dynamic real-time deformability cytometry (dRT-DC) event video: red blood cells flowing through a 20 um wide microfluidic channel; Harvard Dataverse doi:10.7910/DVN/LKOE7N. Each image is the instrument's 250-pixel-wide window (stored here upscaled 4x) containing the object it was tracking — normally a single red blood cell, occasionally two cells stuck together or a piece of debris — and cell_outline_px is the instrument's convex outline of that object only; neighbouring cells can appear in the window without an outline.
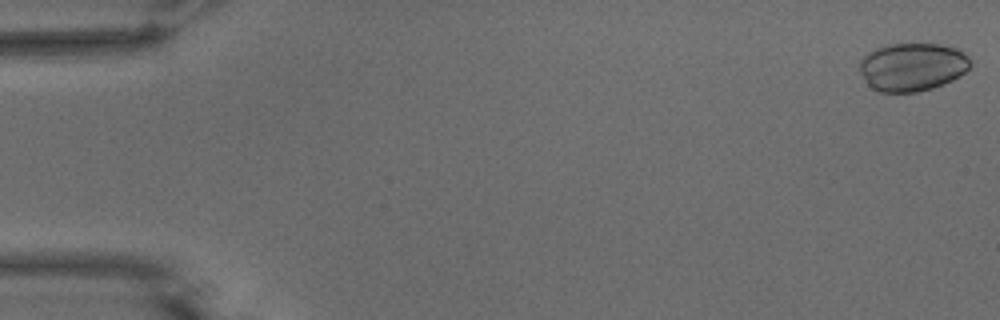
{"species": "common noctule bat (a hibernating species)", "species_latin": "Nyctalus noctula", "temperature_condition": "warm", "stored_images_in_passage": 54, "camera_frame_rate_fps": 3000, "um_per_image_px": 0.085, "animal": {"sex": "male", "body_mass_g": 15.6}, "frame": {"image": 1, "passage_image": 1, "time_ms": 0.0, "image_size_px": [1000, 320], "cell_outline_px": [[972, 64], [960, 76], [944, 84], [932, 88], [916, 92], [876, 92], [868, 84], [860, 72], [860, 60], [864, 56], [876, 48], [888, 44], [940, 44], [956, 48], [964, 52], [972, 60]], "centroid_in_image_um": [77.57, 5.69], "position_along_channel_um": 7.4, "area_um2": 31.21}}
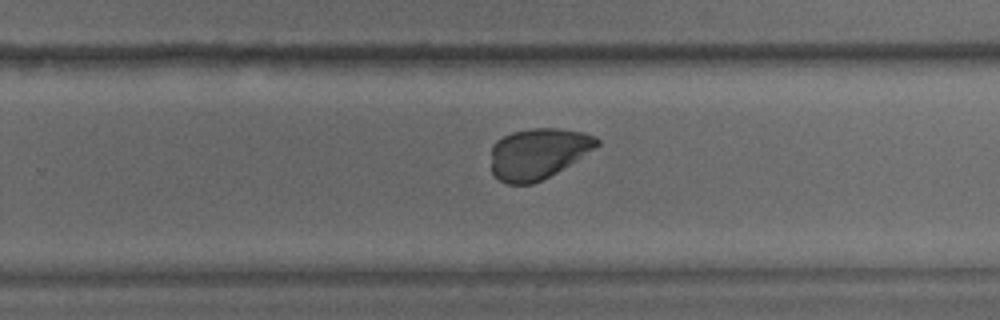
{"frame": {"image": 2, "passage_image": 35, "time_ms": 11.333, "image_size_px": [1000, 320], "cell_outline_px": [[600, 144], [576, 160], [556, 172], [532, 184], [508, 184], [500, 180], [492, 172], [492, 144], [496, 140], [512, 132], [532, 128], [556, 128], [584, 132], [600, 140]], "centroid_in_image_um": [45.71, 13.04], "position_along_channel_um": 284.1, "area_um2": 30.98}}
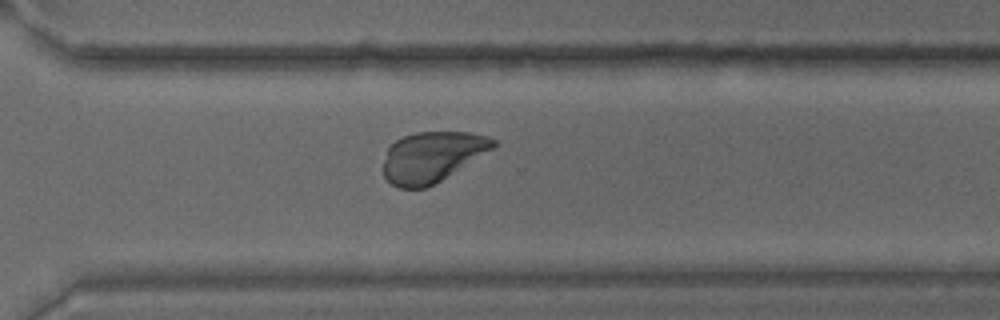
{"frame": {"image": 3, "passage_image": 39, "time_ms": 12.667, "image_size_px": [1000, 320], "cell_outline_px": [[496, 144], [492, 148], [440, 180], [424, 188], [400, 188], [392, 184], [384, 176], [380, 168], [388, 148], [396, 140], [404, 136], [416, 132], [468, 132], [488, 136], [496, 140]], "centroid_in_image_um": [36.66, 13.32], "position_along_channel_um": 333.9, "area_um2": 31.85}}